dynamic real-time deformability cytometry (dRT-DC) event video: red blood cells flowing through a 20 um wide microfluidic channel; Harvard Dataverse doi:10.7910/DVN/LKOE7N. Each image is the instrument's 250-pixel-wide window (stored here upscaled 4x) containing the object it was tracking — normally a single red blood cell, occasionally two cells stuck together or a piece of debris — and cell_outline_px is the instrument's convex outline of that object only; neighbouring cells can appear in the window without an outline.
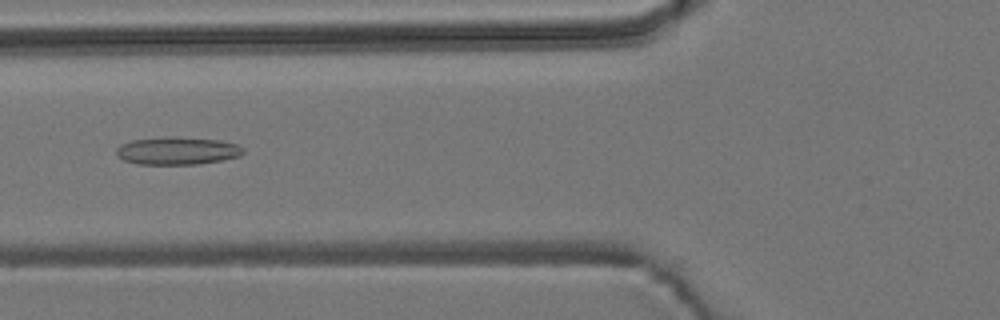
{"species": "common noctule bat (a hibernating species)", "species_latin": "Nyctalus noctula", "temperature_condition": "room temperature", "stored_images_in_passage": 47, "camera_frame_rate_fps": 3000, "um_per_image_px": 0.085, "animal": {"sex": "male", "body_mass_g": 19.2, "forearm_length_mm": 51.8}, "frame": {"image": 1, "passage_image": 13, "time_ms": 4.0, "image_size_px": [1000, 320], "cell_outline_px": [[244, 152], [240, 156], [220, 160], [196, 164], [136, 164], [124, 160], [116, 156], [116, 148], [120, 144], [132, 140], [168, 136], [220, 140], [236, 144], [244, 148]], "centroid_in_image_um": [15.03, 12.81], "position_along_channel_um": 110.8, "area_um2": 20.52}}
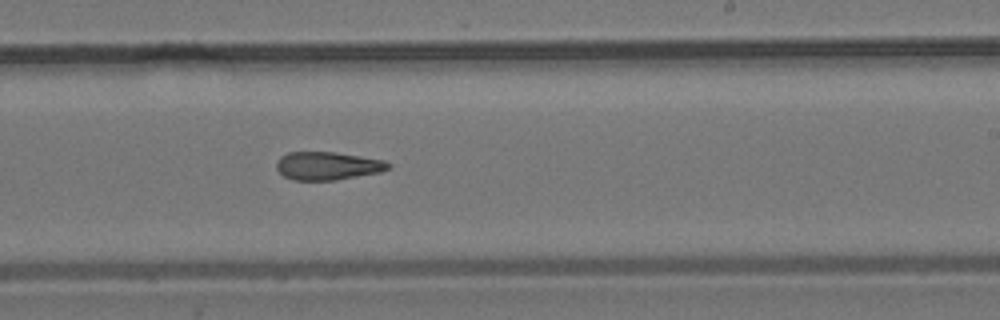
{"frame": {"image": 2, "passage_image": 25, "time_ms": 8.0, "image_size_px": [1000, 320], "cell_outline_px": [[392, 168], [380, 172], [336, 180], [292, 180], [284, 176], [276, 168], [276, 160], [280, 156], [288, 152], [336, 152], [384, 160], [392, 164]], "centroid_in_image_um": [27.85, 14.09], "position_along_channel_um": 261.1, "area_um2": 18.5}}
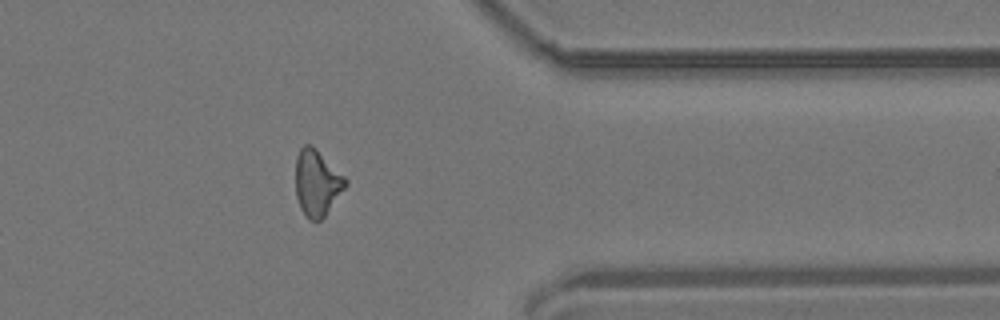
{"frame": {"image": 3, "passage_image": 36, "time_ms": 11.667, "image_size_px": [1000, 320], "cell_outline_px": [[348, 184], [324, 216], [320, 220], [308, 220], [304, 216], [300, 208], [296, 196], [296, 156], [300, 148], [304, 144], [308, 144], [316, 148], [348, 180]], "centroid_in_image_um": [26.93, 15.55], "position_along_channel_um": 384.5, "area_um2": 19.19}, "authors_computed_cell_mechanics": {"area_um2": 19.1318, "velocity_mm_per_s": 3.7691, "shape_relaxation_time_tau1_ms": null, "shape_relaxation_time_tau2_ms": 8.9377, "deformation_change_tau1": null, "deformation_change_tau2": 0.2044}}